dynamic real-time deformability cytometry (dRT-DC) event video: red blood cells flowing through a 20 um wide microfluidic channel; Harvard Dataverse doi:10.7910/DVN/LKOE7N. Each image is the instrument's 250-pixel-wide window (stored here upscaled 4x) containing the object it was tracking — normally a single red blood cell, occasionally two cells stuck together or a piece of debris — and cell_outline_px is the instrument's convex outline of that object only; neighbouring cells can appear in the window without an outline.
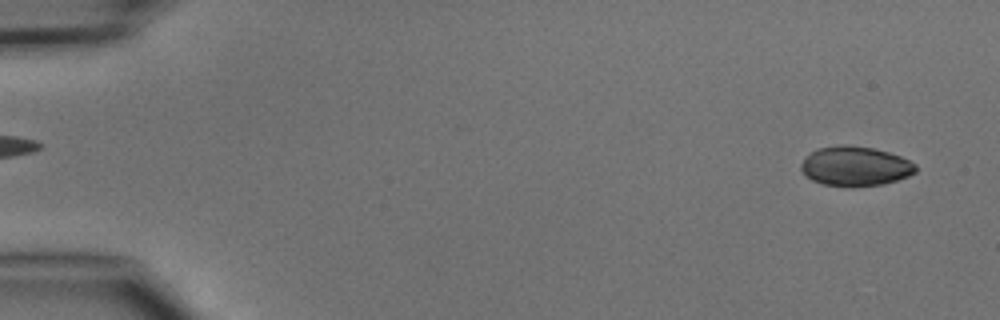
{"species": "common noctule bat (a hibernating species)", "species_latin": "Nyctalus noctula", "temperature_condition": "cold", "stored_images_in_passage": 5, "segment_of_instrument_passage": [2, 2], "camera_frame_rate_fps": 3000, "um_per_image_px": 0.085, "animal": {"sex": "male", "body_mass_g": 15.6}, "frame": {"image": 1, "passage_image": 5, "time_ms": 5.333, "image_size_px": [1000, 320], "cell_outline_px": [[916, 172], [908, 176], [884, 184], [852, 188], [824, 184], [812, 180], [800, 168], [800, 164], [804, 156], [816, 148], [840, 144], [848, 144], [872, 148], [888, 152], [900, 156], [916, 164]], "centroid_in_image_um": [72.67, 14.12], "position_along_channel_um": 12.3, "area_um2": 26.82}}